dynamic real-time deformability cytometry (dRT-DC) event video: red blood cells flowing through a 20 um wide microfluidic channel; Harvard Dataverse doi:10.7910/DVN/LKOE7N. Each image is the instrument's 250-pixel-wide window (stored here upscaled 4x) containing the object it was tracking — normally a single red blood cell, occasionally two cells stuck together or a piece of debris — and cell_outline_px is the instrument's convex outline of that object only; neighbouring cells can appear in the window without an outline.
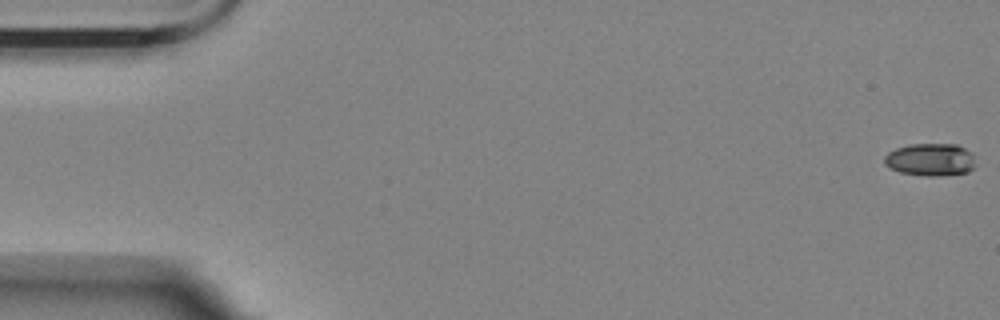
{"species": "Egyptian fruit bat (a non-hibernating species)", "species_latin": "Rousettus aegyptiacus", "temperature_condition": "room temperature", "stored_images_in_passage": 57, "camera_frame_rate_fps": 3000, "um_per_image_px": 0.085, "animal": {"sex": "female"}, "frame": {"image": 1, "passage_image": 1, "time_ms": 0.0, "image_size_px": [1000, 320], "cell_outline_px": [[972, 168], [968, 172], [940, 176], [924, 176], [900, 172], [884, 164], [884, 156], [888, 152], [896, 148], [912, 144], [956, 144], [972, 152]], "centroid_in_image_um": [79.05, 13.57], "position_along_channel_um": 5.9, "area_um2": 17.17}}
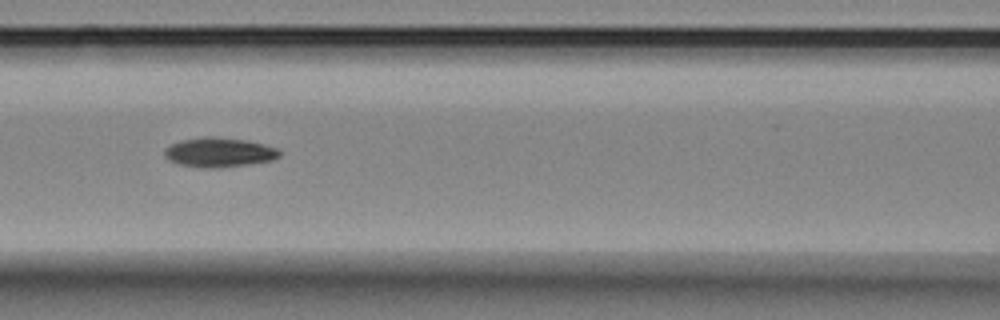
{"frame": {"image": 2, "passage_image": 25, "time_ms": 8.0, "image_size_px": [1000, 320], "cell_outline_px": [[280, 156], [272, 160], [248, 164], [216, 168], [204, 168], [180, 164], [168, 160], [164, 156], [164, 148], [172, 144], [184, 140], [204, 136], [216, 136], [248, 140], [280, 148]], "centroid_in_image_um": [18.65, 12.94], "position_along_channel_um": 148.0, "area_um2": 19.88}}
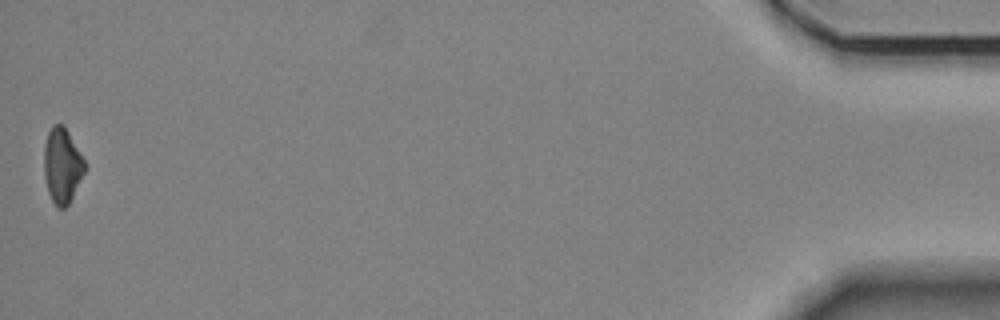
{"frame": {"image": 3, "passage_image": 57, "time_ms": 18.667, "image_size_px": [1000, 320], "cell_outline_px": [[84, 172], [68, 204], [64, 208], [56, 208], [48, 192], [44, 176], [44, 144], [48, 132], [52, 124], [64, 124], [84, 160]], "centroid_in_image_um": [5.25, 14.05], "position_along_channel_um": 430.0, "area_um2": 17.63}}